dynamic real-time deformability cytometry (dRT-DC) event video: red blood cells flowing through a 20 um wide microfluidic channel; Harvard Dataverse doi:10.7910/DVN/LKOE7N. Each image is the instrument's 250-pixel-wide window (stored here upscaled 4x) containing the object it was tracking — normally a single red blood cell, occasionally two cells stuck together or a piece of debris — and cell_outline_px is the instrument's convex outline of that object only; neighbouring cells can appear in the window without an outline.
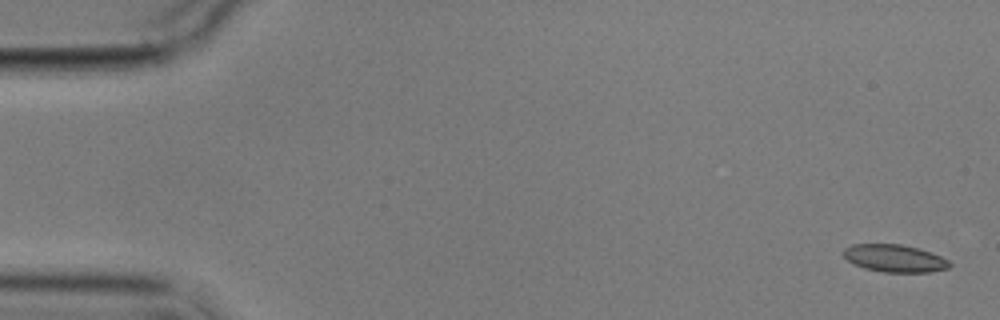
{"species": "common noctule bat (a hibernating species)", "species_latin": "Nyctalus noctula", "temperature_condition": "cold", "stored_images_in_passage": 5, "camera_frame_rate_fps": 3000, "um_per_image_px": 0.085, "animal": {"sex": "male", "body_mass_g": 17.9}, "frame": {"image": 1, "passage_image": 1, "time_ms": 0.0, "image_size_px": [1000, 320], "cell_outline_px": [[952, 264], [948, 268], [932, 272], [884, 272], [864, 268], [852, 264], [844, 256], [844, 248], [852, 244], [900, 244], [920, 248], [940, 256], [948, 260]], "centroid_in_image_um": [76.04, 21.95], "position_along_channel_um": 9.0, "area_um2": 17.05}}
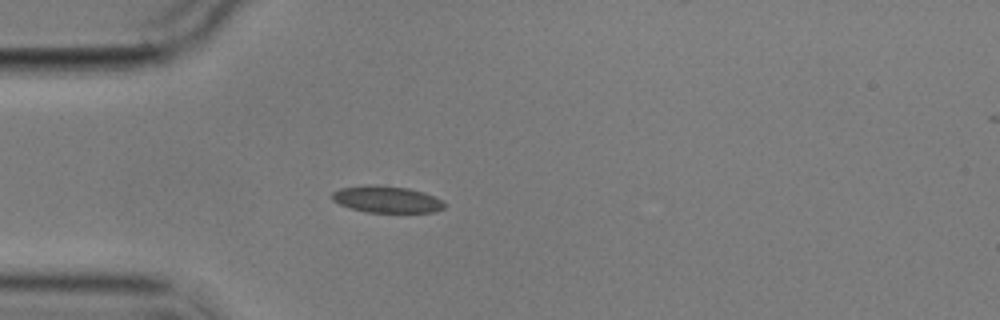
{"frame": {"image": 2, "passage_image": 5, "time_ms": 4.667, "image_size_px": [1000, 320], "cell_outline_px": [[448, 204], [444, 208], [436, 212], [368, 212], [352, 208], [340, 204], [332, 200], [332, 192], [340, 188], [364, 184], [380, 184], [408, 188], [424, 192]], "centroid_in_image_um": [32.87, 16.92], "position_along_channel_um": 52.1, "area_um2": 17.63}}